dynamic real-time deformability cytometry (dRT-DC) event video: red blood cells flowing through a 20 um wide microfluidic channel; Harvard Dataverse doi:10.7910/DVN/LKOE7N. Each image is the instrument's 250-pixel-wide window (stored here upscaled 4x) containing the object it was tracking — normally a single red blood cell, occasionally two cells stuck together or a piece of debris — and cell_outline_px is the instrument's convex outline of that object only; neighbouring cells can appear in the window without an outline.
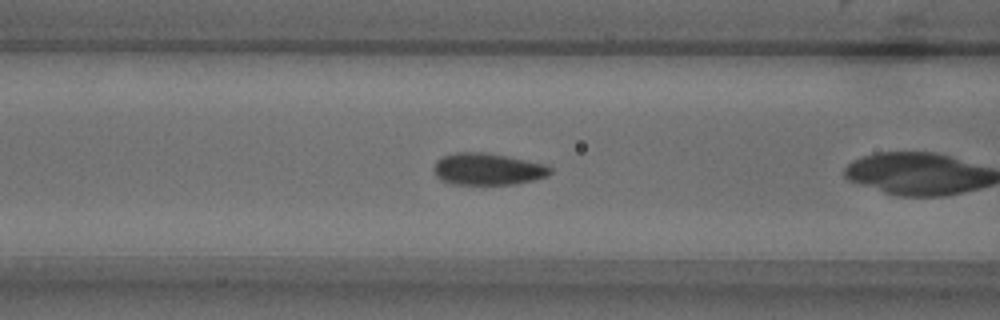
{"species": "common noctule bat (a hibernating species)", "species_latin": "Nyctalus noctula", "temperature_condition": "warm", "stored_images_in_passage": 12, "camera_frame_rate_fps": 3000, "um_per_image_px": 0.085, "animal": {"sex": "male", "body_mass_g": 18.8}, "frame": {"image": 1, "passage_image": 7, "time_ms": 2.0, "image_size_px": [1000, 320], "cell_outline_px": [[552, 172], [548, 176], [516, 184], [452, 184], [436, 176], [432, 168], [436, 160], [444, 156], [456, 152], [484, 152], [508, 156], [548, 164], [552, 168]], "centroid_in_image_um": [41.48, 14.36], "position_along_channel_um": 125.1, "area_um2": 21.79}}
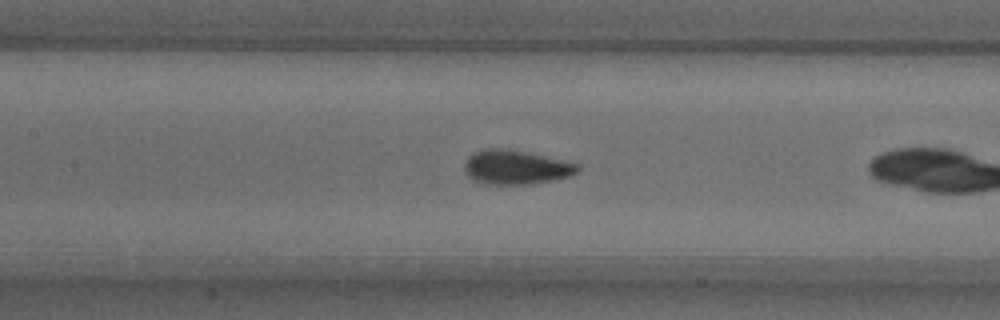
{"frame": {"image": 2, "passage_image": 10, "time_ms": 3.0, "image_size_px": [1000, 320], "cell_outline_px": [[580, 168], [576, 172], [568, 176], [552, 180], [528, 184], [488, 184], [472, 180], [464, 172], [464, 164], [468, 156], [476, 152], [488, 148], [500, 148], [524, 152], [544, 156], [580, 164]], "centroid_in_image_um": [43.81, 14.22], "position_along_channel_um": 163.6, "area_um2": 22.25}}